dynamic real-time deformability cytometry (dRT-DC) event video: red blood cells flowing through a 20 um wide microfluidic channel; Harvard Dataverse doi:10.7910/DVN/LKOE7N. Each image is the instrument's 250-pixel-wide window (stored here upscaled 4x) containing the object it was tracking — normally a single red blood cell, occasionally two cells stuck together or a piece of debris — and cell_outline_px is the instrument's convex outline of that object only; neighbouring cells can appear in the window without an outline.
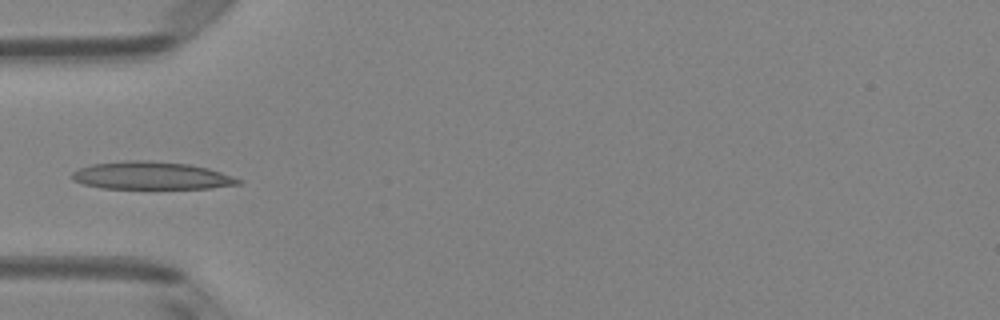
{"species": "Egyptian fruit bat (a non-hibernating species)", "species_latin": "Rousettus aegyptiacus", "temperature_condition": "room temperature", "stored_images_in_passage": 6, "camera_frame_rate_fps": 3000, "um_per_image_px": 0.085, "animal": {"sex": "female"}, "frame": {"image": 1, "passage_image": 4, "time_ms": 1.0, "image_size_px": [1000, 320], "cell_outline_px": [[244, 180], [240, 184], [212, 188], [100, 188], [84, 184], [72, 180], [72, 172], [80, 168], [92, 164], [124, 160], [148, 160], [188, 164], [208, 168]], "centroid_in_image_um": [12.87, 14.92], "position_along_channel_um": 72.1, "area_um2": 26.82}}
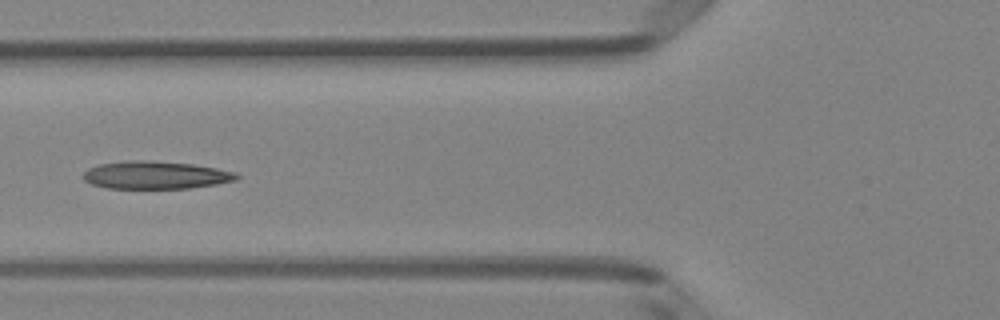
{"frame": {"image": 2, "passage_image": 5, "time_ms": 1.333, "image_size_px": [1000, 320], "cell_outline_px": [[240, 176], [236, 180], [216, 184], [188, 188], [108, 188], [92, 184], [84, 180], [84, 172], [88, 168], [100, 164], [128, 160], [144, 160], [192, 164], [216, 168], [236, 172]], "centroid_in_image_um": [13.23, 14.88], "position_along_channel_um": 112.6, "area_um2": 24.62}}
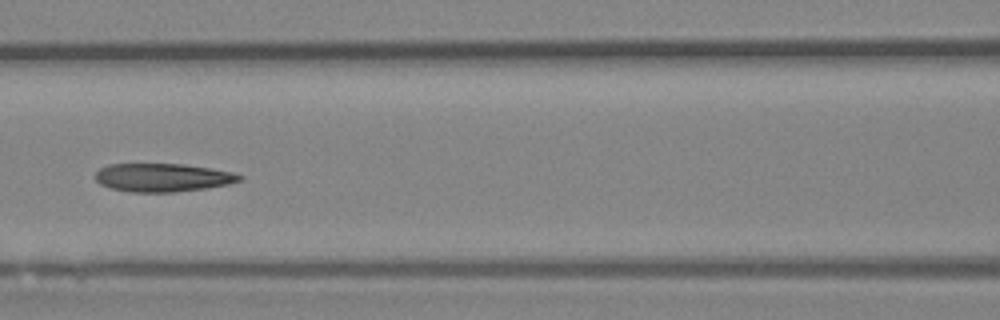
{"frame": {"image": 3, "passage_image": 6, "time_ms": 1.667, "image_size_px": [1000, 320], "cell_outline_px": [[244, 176], [240, 180], [228, 184], [204, 188], [176, 192], [132, 192], [112, 188], [100, 184], [96, 180], [96, 172], [100, 168], [108, 164], [184, 164], [232, 172]], "centroid_in_image_um": [13.81, 15.09], "position_along_channel_um": 152.8, "area_um2": 23.58}}